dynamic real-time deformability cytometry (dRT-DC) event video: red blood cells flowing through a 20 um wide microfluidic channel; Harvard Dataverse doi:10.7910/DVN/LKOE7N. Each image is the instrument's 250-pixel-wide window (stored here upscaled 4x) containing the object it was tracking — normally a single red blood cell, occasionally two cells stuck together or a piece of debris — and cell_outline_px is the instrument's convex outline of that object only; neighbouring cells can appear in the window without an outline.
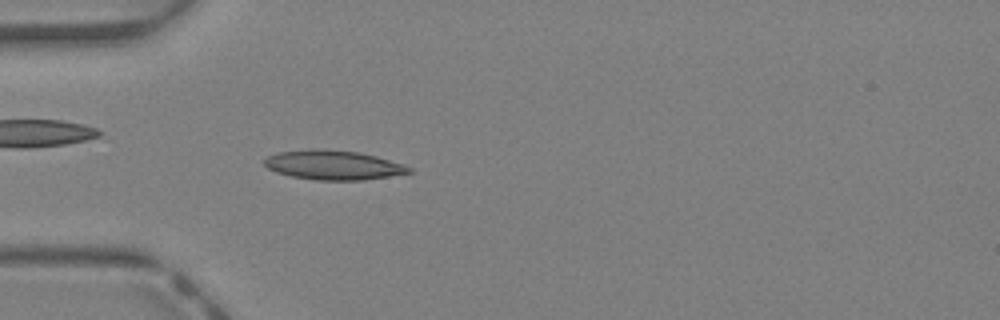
{"species": "Egyptian fruit bat (a non-hibernating species)", "species_latin": "Rousettus aegyptiacus", "temperature_condition": "warm", "stored_images_in_passage": 38, "camera_frame_rate_fps": 3000, "um_per_image_px": 0.085, "animal": {"sex": "female"}, "frame": {"image": 1, "passage_image": 8, "time_ms": 2.333, "image_size_px": [1000, 320], "cell_outline_px": [[412, 172], [364, 180], [316, 180], [292, 176], [276, 172], [268, 168], [264, 164], [264, 160], [268, 156], [276, 152], [312, 148], [316, 148], [360, 152], [376, 156], [404, 164], [412, 168]], "centroid_in_image_um": [28.32, 14.02], "position_along_channel_um": 56.7, "area_um2": 24.85}}
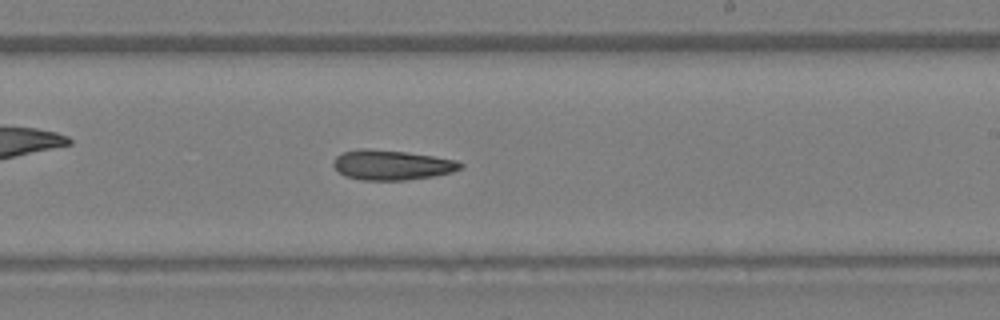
{"frame": {"image": 2, "passage_image": 21, "time_ms": 6.667, "image_size_px": [1000, 320], "cell_outline_px": [[464, 164], [460, 168], [452, 172], [432, 176], [404, 180], [360, 180], [344, 176], [332, 164], [336, 156], [344, 152], [364, 148], [408, 152], [456, 160]], "centroid_in_image_um": [33.28, 14.02], "position_along_channel_um": 255.7, "area_um2": 21.96}}
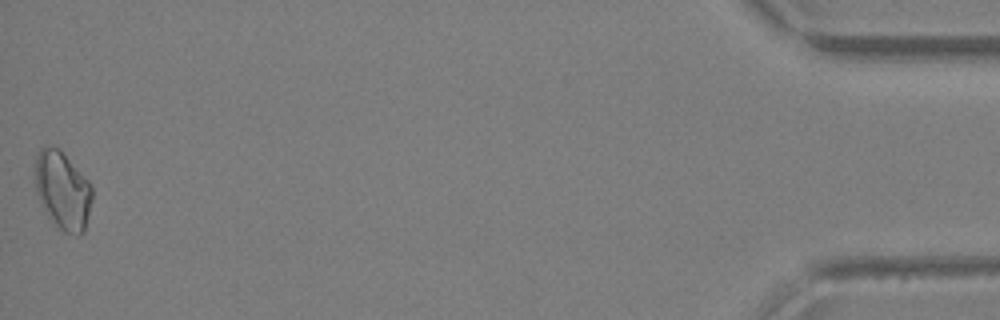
{"frame": {"image": 3, "passage_image": 38, "time_ms": 12.333, "image_size_px": [1000, 320], "cell_outline_px": [[92, 200], [84, 232], [64, 232], [56, 224], [40, 204], [36, 192], [36, 156], [40, 148], [44, 144], [60, 148], [88, 180], [92, 188]], "centroid_in_image_um": [5.32, 16.11], "position_along_channel_um": 429.9, "area_um2": 25.66}, "authors_computed_cell_mechanics": {"area_um2": 22.4264, "velocity_mm_per_s": 4.756, "shape_relaxation_time_tau1_ms": null, "shape_relaxation_time_tau2_ms": 3.7557, "deformation_change_tau1": null, "deformation_change_tau2": 0.1134}}